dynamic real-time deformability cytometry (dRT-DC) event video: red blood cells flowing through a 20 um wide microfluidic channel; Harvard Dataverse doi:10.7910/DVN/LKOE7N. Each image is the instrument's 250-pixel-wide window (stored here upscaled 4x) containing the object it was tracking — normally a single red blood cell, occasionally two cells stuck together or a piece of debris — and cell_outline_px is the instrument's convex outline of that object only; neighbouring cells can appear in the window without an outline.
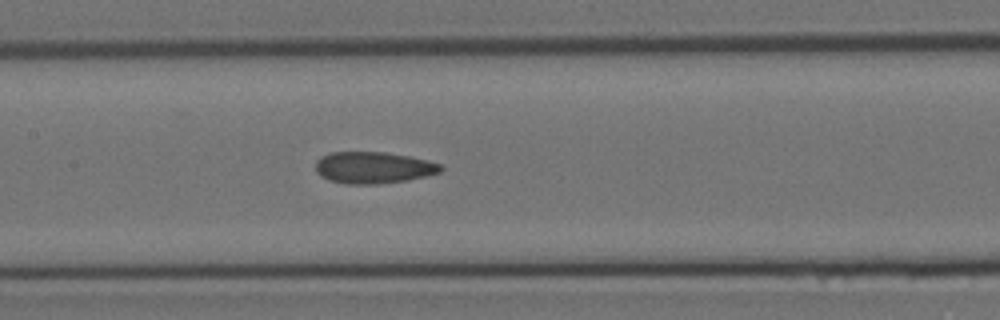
{"species": "Egyptian fruit bat (a non-hibernating species)", "species_latin": "Rousettus aegyptiacus", "temperature_condition": "room temperature", "stored_images_in_passage": 10, "segment_of_instrument_passage": [1, 2], "camera_frame_rate_fps": 3000, "um_per_image_px": 0.085, "animal": {"sex": "female"}, "frame": {"image": 1, "passage_image": 9, "time_ms": 2.667, "image_size_px": [1000, 320], "cell_outline_px": [[444, 168], [440, 172], [424, 176], [404, 180], [376, 184], [348, 184], [328, 180], [320, 176], [316, 172], [316, 160], [320, 156], [332, 152], [384, 152], [408, 156], [428, 160], [440, 164]], "centroid_in_image_um": [31.69, 14.24], "position_along_channel_um": 175.7, "area_um2": 23.0}}